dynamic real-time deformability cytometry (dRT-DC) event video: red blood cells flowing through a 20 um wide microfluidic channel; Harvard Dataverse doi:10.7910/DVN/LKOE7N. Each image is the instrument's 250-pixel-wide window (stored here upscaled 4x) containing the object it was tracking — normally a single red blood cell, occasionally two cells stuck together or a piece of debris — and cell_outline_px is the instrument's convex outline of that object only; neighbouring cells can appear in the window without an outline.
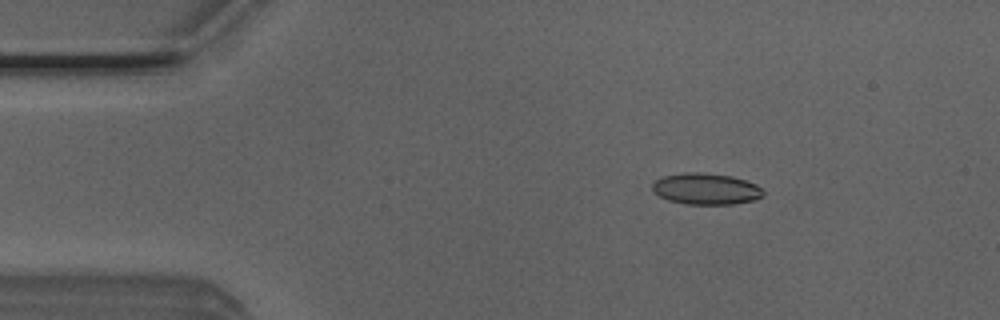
{"species": "Egyptian fruit bat (a non-hibernating species)", "species_latin": "Rousettus aegyptiacus", "temperature_condition": "room temperature", "stored_images_in_passage": 51, "camera_frame_rate_fps": 3000, "um_per_image_px": 0.085, "animal": {"sex": "male"}, "frame": {"image": 1, "passage_image": 8, "time_ms": 2.333, "image_size_px": [1000, 320], "cell_outline_px": [[764, 196], [752, 200], [732, 204], [688, 204], [668, 200], [660, 196], [652, 188], [652, 184], [656, 180], [664, 176], [684, 172], [704, 172], [732, 176], [756, 184], [764, 192]], "centroid_in_image_um": [60.01, 16.04], "position_along_channel_um": 25.0, "area_um2": 20.11}}
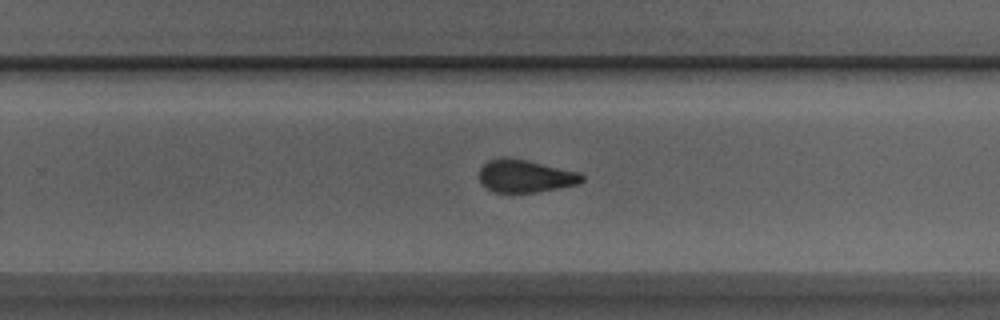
{"frame": {"image": 2, "passage_image": 32, "time_ms": 10.333, "image_size_px": [1000, 320], "cell_outline_px": [[584, 180], [580, 184], [536, 192], [496, 192], [480, 184], [480, 168], [488, 160], [500, 156], [528, 160], [580, 172], [584, 176]], "centroid_in_image_um": [44.66, 14.95], "position_along_channel_um": 285.1, "area_um2": 19.71}}
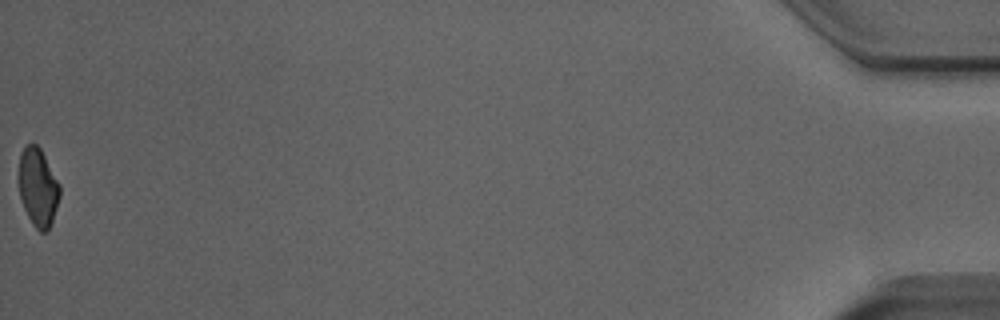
{"frame": {"image": 3, "passage_image": 51, "time_ms": 16.667, "image_size_px": [1000, 320], "cell_outline_px": [[60, 196], [48, 232], [40, 232], [32, 224], [24, 208], [20, 196], [20, 152], [28, 144], [36, 144], [40, 148], [60, 184]], "centroid_in_image_um": [3.25, 15.94], "position_along_channel_um": 432.0, "area_um2": 18.38}, "authors_computed_cell_mechanics": {"area_um2": 19.941, "velocity_mm_per_s": 4.0332, "shape_relaxation_time_tau1_ms": 10.1804, "shape_relaxation_time_tau2_ms": 1.7198, "deformation_change_tau1": 0.2001, "deformation_change_tau2": 0.076}}